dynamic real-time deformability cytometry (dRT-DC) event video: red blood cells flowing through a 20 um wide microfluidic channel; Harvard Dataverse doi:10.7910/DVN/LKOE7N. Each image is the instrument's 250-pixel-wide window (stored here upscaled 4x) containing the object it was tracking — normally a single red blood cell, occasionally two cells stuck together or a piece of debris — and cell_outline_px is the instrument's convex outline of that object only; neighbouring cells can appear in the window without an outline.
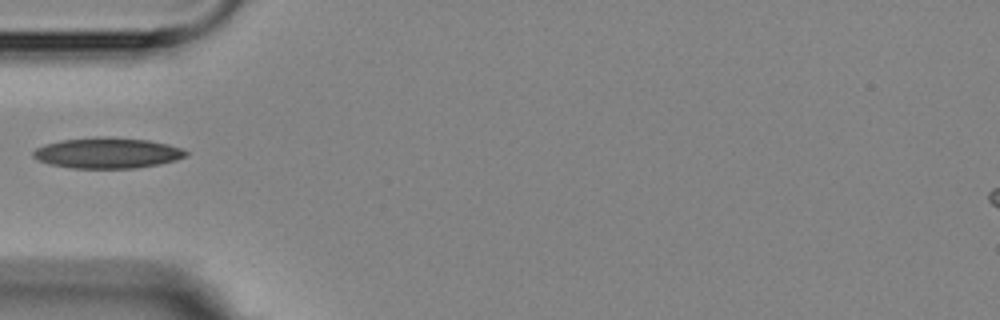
{"species": "Egyptian fruit bat (a non-hibernating species)", "species_latin": "Rousettus aegyptiacus", "temperature_condition": "room temperature", "stored_images_in_passage": 7, "camera_frame_rate_fps": 3000, "um_per_image_px": 0.085, "animal": {"sex": "female"}, "frame": {"image": 1, "passage_image": 5, "time_ms": 5.667, "image_size_px": [1000, 320], "cell_outline_px": [[188, 156], [176, 160], [160, 164], [136, 168], [72, 168], [48, 164], [32, 156], [32, 152], [36, 148], [44, 144], [60, 140], [96, 136], [112, 136], [148, 140], [168, 144], [180, 148], [188, 152]], "centroid_in_image_um": [9.12, 12.99], "position_along_channel_um": 75.9, "area_um2": 27.63}}
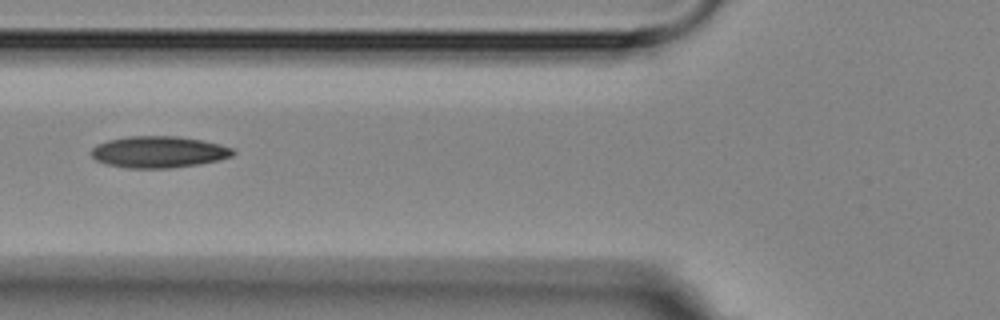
{"frame": {"image": 2, "passage_image": 6, "time_ms": 6.667, "image_size_px": [1000, 320], "cell_outline_px": [[236, 152], [232, 156], [220, 160], [200, 164], [168, 168], [128, 168], [108, 164], [96, 160], [92, 156], [92, 148], [96, 144], [108, 140], [128, 136], [176, 136], [200, 140], [220, 144], [232, 148]], "centroid_in_image_um": [13.5, 12.91], "position_along_channel_um": 112.3, "area_um2": 26.01}}
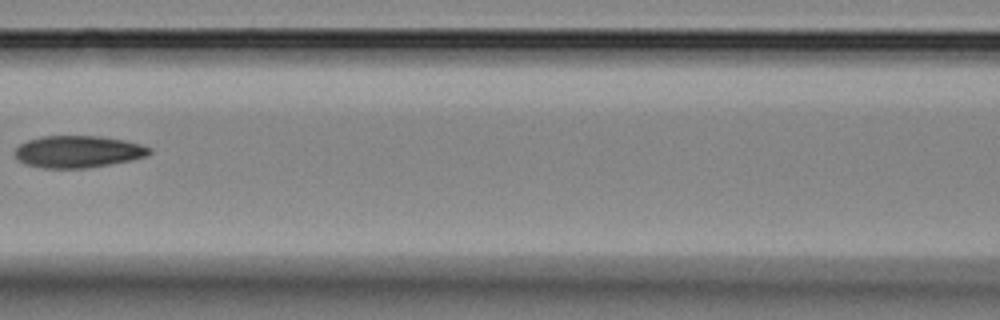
{"frame": {"image": 3, "passage_image": 7, "time_ms": 8.0, "image_size_px": [1000, 320], "cell_outline_px": [[152, 152], [148, 156], [132, 160], [84, 168], [44, 168], [28, 164], [20, 160], [16, 156], [16, 148], [20, 144], [28, 140], [40, 136], [100, 136], [124, 140], [140, 144], [152, 148]], "centroid_in_image_um": [6.68, 12.88], "position_along_channel_um": 159.9, "area_um2": 24.91}}